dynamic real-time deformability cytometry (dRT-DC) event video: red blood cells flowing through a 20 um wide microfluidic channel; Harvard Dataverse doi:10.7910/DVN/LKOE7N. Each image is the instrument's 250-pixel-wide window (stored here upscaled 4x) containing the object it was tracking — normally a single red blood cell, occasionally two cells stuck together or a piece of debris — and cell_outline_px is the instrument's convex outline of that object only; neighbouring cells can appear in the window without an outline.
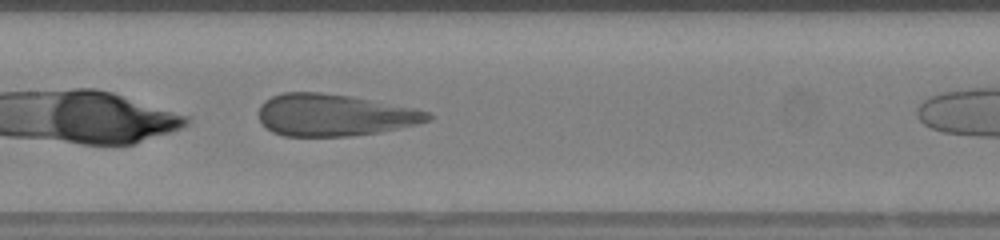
{"species": "human", "species_latin": "Homo sapiens", "temperature_condition": "warm", "stored_images_in_passage": 17, "camera_frame_rate_fps": 3000, "um_per_image_px": 0.085, "donor": {"sex": "female"}, "frame": {"image": 1, "passage_image": 10, "time_ms": 3.0, "image_size_px": [1000, 240], "cell_outline_px": [[432, 120], [400, 128], [380, 132], [348, 136], [284, 136], [272, 132], [264, 128], [260, 120], [260, 104], [264, 100], [272, 96], [284, 92], [320, 92], [352, 96], [416, 108], [428, 112], [432, 116]], "centroid_in_image_um": [28.4, 9.78], "position_along_channel_um": 179.0, "area_um2": 41.62}}